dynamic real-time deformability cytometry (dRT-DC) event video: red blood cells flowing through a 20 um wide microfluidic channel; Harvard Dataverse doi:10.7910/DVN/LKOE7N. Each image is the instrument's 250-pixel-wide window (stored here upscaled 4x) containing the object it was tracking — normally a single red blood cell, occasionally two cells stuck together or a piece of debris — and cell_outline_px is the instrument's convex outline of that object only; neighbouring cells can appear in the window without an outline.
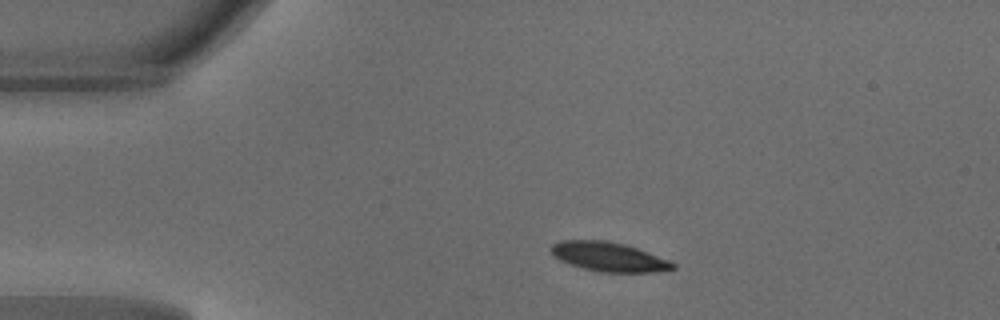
{"species": "common noctule bat (a hibernating species)", "species_latin": "Nyctalus noctula", "temperature_condition": "warm", "stored_images_in_passage": 39, "camera_frame_rate_fps": 3000, "um_per_image_px": 0.085, "animal": {"sex": "male", "body_mass_g": 18.8}, "frame": {"image": 1, "passage_image": 1, "time_ms": 0.0, "image_size_px": [1000, 320], "cell_outline_px": [[676, 268], [652, 272], [600, 272], [584, 268], [560, 260], [552, 256], [552, 244], [560, 240], [604, 240], [624, 244], [636, 248], [668, 260], [676, 264]], "centroid_in_image_um": [51.72, 21.82], "position_along_channel_um": 33.3, "area_um2": 20.46}}
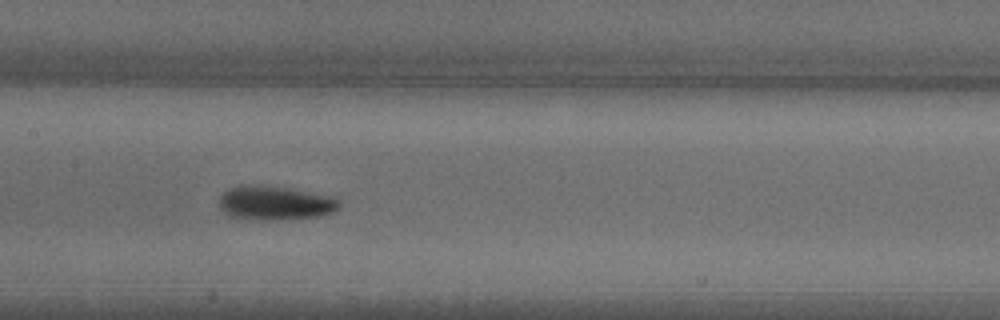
{"frame": {"image": 2, "passage_image": 15, "time_ms": 4.667, "image_size_px": [1000, 320], "cell_outline_px": [[340, 208], [332, 212], [320, 216], [276, 220], [260, 220], [232, 216], [224, 212], [220, 208], [220, 196], [228, 188], [236, 184], [260, 184], [288, 188], [336, 196], [340, 200]], "centroid_in_image_um": [23.4, 17.23], "position_along_channel_um": 184.0, "area_um2": 24.28}}
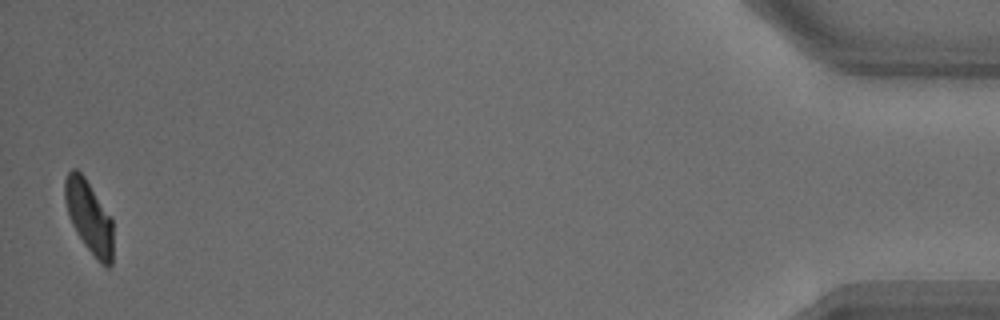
{"frame": {"image": 3, "passage_image": 39, "time_ms": 12.667, "image_size_px": [1000, 320], "cell_outline_px": [[112, 264], [108, 268], [100, 264], [84, 244], [76, 232], [68, 216], [64, 200], [64, 180], [68, 172], [72, 168], [76, 168], [84, 176], [112, 220]], "centroid_in_image_um": [7.54, 18.44], "position_along_channel_um": 427.7, "area_um2": 20.29}, "authors_computed_cell_mechanics": {"area_um2": 22.3108, "velocity_mm_per_s": 4.1624, "shape_relaxation_time_tau1_ms": 2.4384, "shape_relaxation_time_tau2_ms": 3.3857, "deformation_change_tau1": 0.1242, "deformation_change_tau2": 0.0663}}